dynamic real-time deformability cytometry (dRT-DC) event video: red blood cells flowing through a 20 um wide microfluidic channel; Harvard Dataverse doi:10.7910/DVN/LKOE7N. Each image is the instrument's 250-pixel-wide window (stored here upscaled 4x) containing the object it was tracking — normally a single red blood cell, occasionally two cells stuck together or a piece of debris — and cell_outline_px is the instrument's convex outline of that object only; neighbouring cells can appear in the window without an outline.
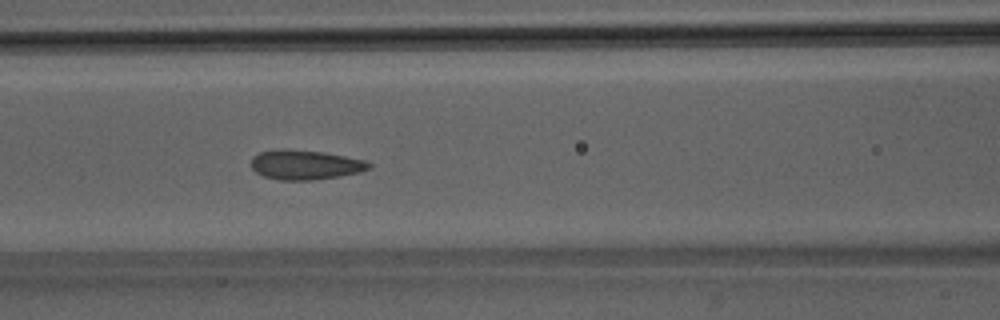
{"species": "Egyptian fruit bat (a non-hibernating species)", "species_latin": "Rousettus aegyptiacus", "temperature_condition": "room temperature", "stored_images_in_passage": 39, "camera_frame_rate_fps": 3000, "um_per_image_px": 0.085, "animal": {"sex": "male"}, "frame": {"image": 1, "passage_image": 10, "time_ms": 3.0, "image_size_px": [1000, 320], "cell_outline_px": [[372, 168], [360, 172], [340, 176], [312, 180], [280, 180], [264, 176], [256, 172], [252, 168], [252, 156], [260, 152], [284, 148], [324, 152], [364, 160], [372, 164]], "centroid_in_image_um": [25.95, 14.0], "position_along_channel_um": 140.6, "area_um2": 20.35}}
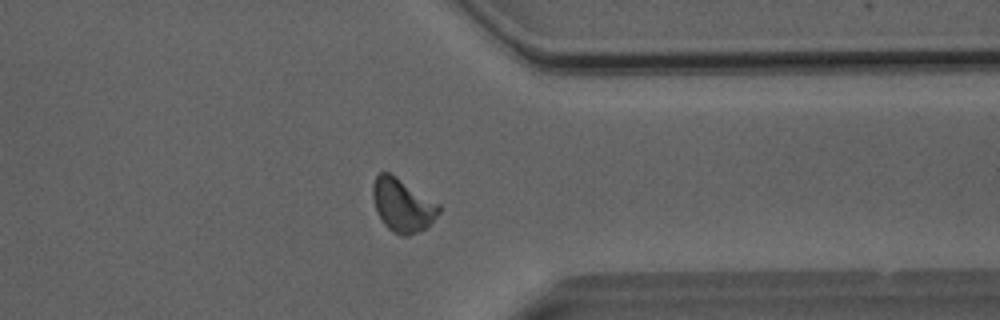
{"frame": {"image": 2, "passage_image": 28, "time_ms": 9.0, "image_size_px": [1000, 320], "cell_outline_px": [[440, 212], [424, 228], [408, 236], [404, 236], [392, 232], [384, 224], [376, 208], [372, 196], [372, 184], [376, 176], [380, 172], [388, 172], [396, 176], [440, 204]], "centroid_in_image_um": [34.2, 17.42], "position_along_channel_um": 377.2, "area_um2": 20.23}}
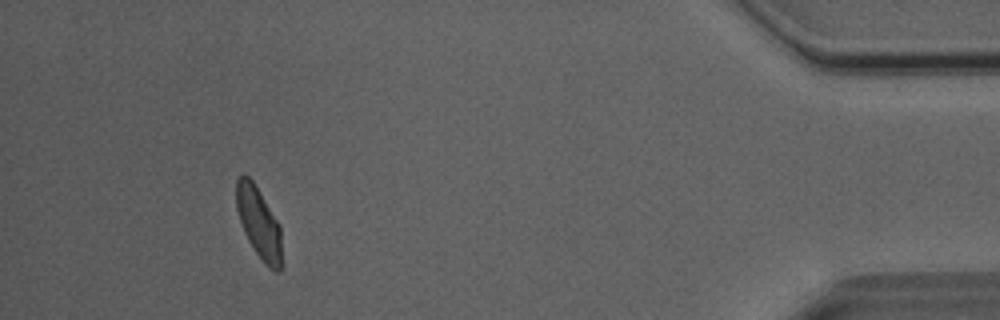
{"frame": {"image": 3, "passage_image": 35, "time_ms": 11.333, "image_size_px": [1000, 320], "cell_outline_px": [[280, 272], [276, 272], [268, 268], [264, 264], [248, 240], [244, 232], [236, 208], [236, 180], [240, 172], [244, 172], [252, 180], [280, 224]], "centroid_in_image_um": [21.97, 18.89], "position_along_channel_um": 413.2, "area_um2": 18.73}, "authors_computed_cell_mechanics": {"area_um2": 19.4786, "velocity_mm_per_s": 4.0228, "shape_relaxation_time_tau1_ms": 3.4532, "shape_relaxation_time_tau2_ms": 0.9416, "deformation_change_tau1": 0.0904, "deformation_change_tau2": 0.0565}}